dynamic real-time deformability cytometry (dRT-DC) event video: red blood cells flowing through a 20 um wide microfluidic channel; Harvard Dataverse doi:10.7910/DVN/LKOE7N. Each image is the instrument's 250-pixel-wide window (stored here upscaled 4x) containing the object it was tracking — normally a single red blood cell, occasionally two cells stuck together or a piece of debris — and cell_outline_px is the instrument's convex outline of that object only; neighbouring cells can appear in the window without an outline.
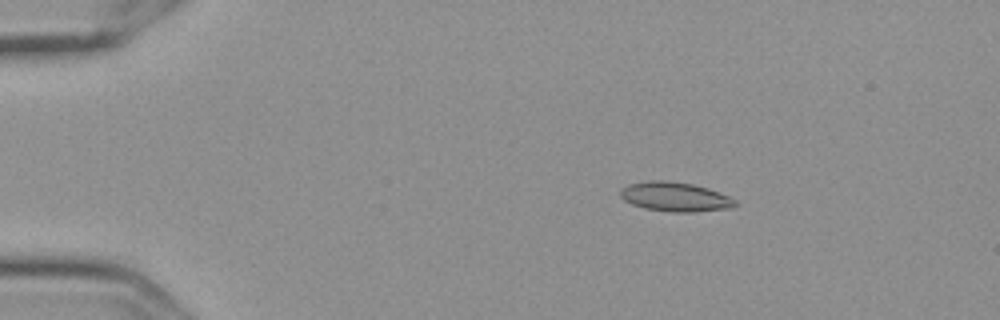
{"species": "Egyptian fruit bat (a non-hibernating species)", "species_latin": "Rousettus aegyptiacus", "temperature_condition": "cold", "stored_images_in_passage": 52, "camera_frame_rate_fps": 3000, "um_per_image_px": 0.085, "frame": {"image": 1, "passage_image": 5, "time_ms": 1.333, "image_size_px": [1000, 320], "cell_outline_px": [[736, 204], [732, 208], [696, 212], [672, 212], [644, 208], [632, 204], [624, 200], [620, 196], [620, 188], [628, 184], [648, 180], [664, 180], [692, 184], [708, 188], [720, 192], [736, 200]], "centroid_in_image_um": [57.37, 16.72], "position_along_channel_um": 27.6, "area_um2": 19.77}}
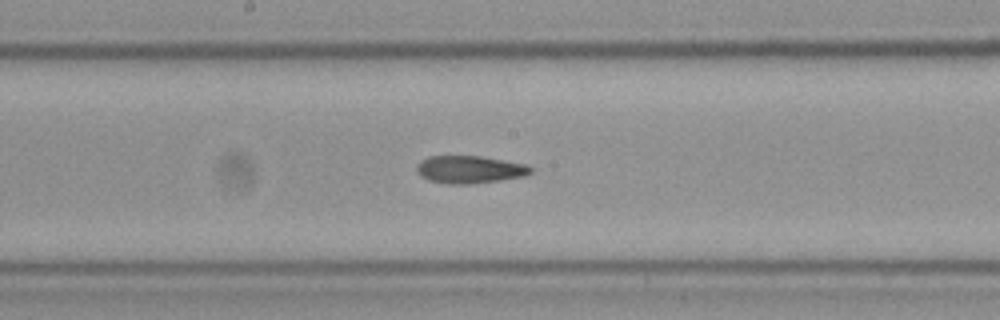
{"frame": {"image": 2, "passage_image": 26, "time_ms": 8.333, "image_size_px": [1000, 320], "cell_outline_px": [[532, 172], [524, 176], [468, 184], [448, 184], [428, 180], [420, 176], [416, 168], [416, 164], [420, 160], [428, 156], [480, 156], [528, 164], [532, 168]], "centroid_in_image_um": [39.89, 14.39], "position_along_channel_um": 208.3, "area_um2": 18.32}}
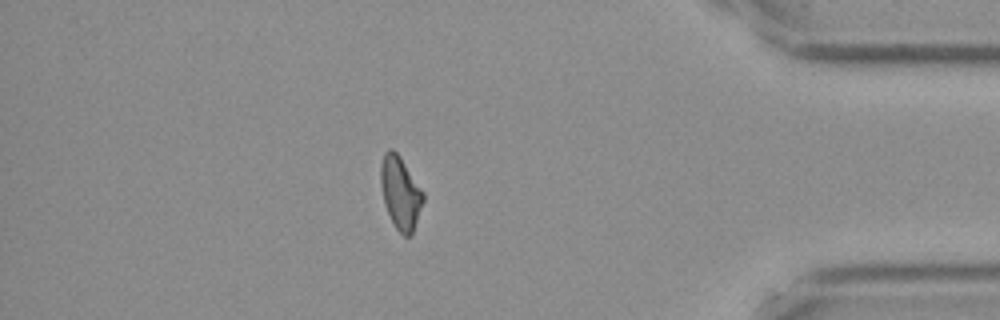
{"frame": {"image": 3, "passage_image": 45, "time_ms": 14.667, "image_size_px": [1000, 320], "cell_outline_px": [[424, 200], [412, 236], [404, 236], [396, 228], [384, 204], [380, 184], [380, 164], [384, 152], [388, 148], [392, 148], [400, 156], [424, 192]], "centroid_in_image_um": [34.03, 16.37], "position_along_channel_um": 401.2, "area_um2": 18.15}, "authors_computed_cell_mechanics": {"area_um2": 18.3226, "velocity_mm_per_s": 3.5868, "shape_relaxation_time_tau1_ms": null, "shape_relaxation_time_tau2_ms": 3.8262, "deformation_change_tau1": null, "deformation_change_tau2": 0.1024}}